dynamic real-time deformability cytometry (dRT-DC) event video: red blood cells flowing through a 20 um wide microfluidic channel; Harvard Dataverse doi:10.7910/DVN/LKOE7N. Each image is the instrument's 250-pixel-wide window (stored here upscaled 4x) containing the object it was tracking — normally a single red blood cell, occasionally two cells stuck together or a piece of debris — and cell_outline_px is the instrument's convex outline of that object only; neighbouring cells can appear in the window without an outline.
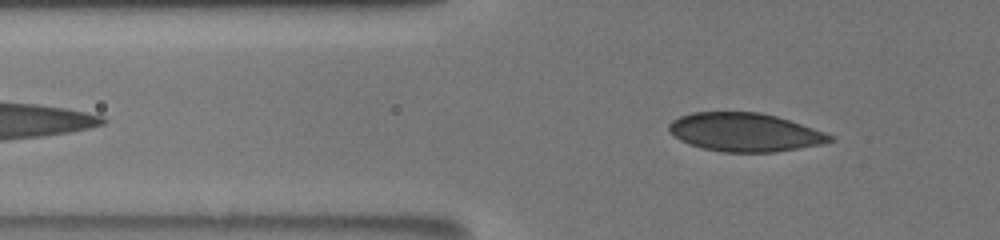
{"species": "human", "species_latin": "Homo sapiens", "temperature_condition": "room temperature", "stored_images_in_passage": 45, "camera_frame_rate_fps": 3000, "um_per_image_px": 0.085, "donor": {"sex": "male"}, "frame": {"image": 1, "passage_image": 10, "time_ms": 3.0, "image_size_px": [1000, 240], "cell_outline_px": [[836, 140], [820, 144], [776, 152], [720, 152], [704, 148], [680, 140], [668, 132], [668, 124], [672, 120], [680, 116], [692, 112], [760, 112], [776, 116], [824, 132], [832, 136]], "centroid_in_image_um": [63.27, 11.24], "position_along_channel_um": 62.5, "area_um2": 35.89}}
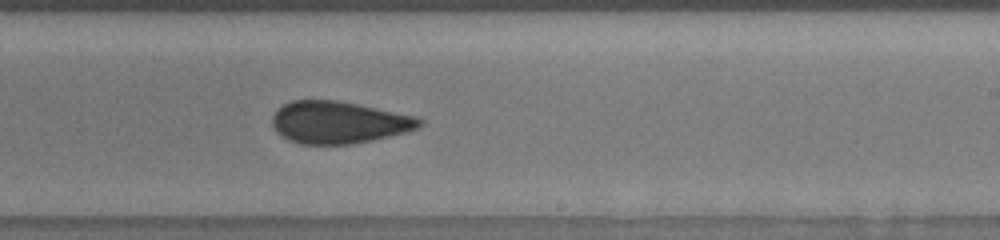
{"frame": {"image": 2, "passage_image": 27, "time_ms": 8.667, "image_size_px": [1000, 240], "cell_outline_px": [[424, 124], [420, 128], [372, 140], [352, 144], [300, 144], [288, 140], [276, 132], [272, 124], [272, 116], [276, 108], [292, 100], [336, 100], [416, 116], [424, 120]], "centroid_in_image_um": [28.77, 10.4], "position_along_channel_um": 260.2, "area_um2": 36.24}}
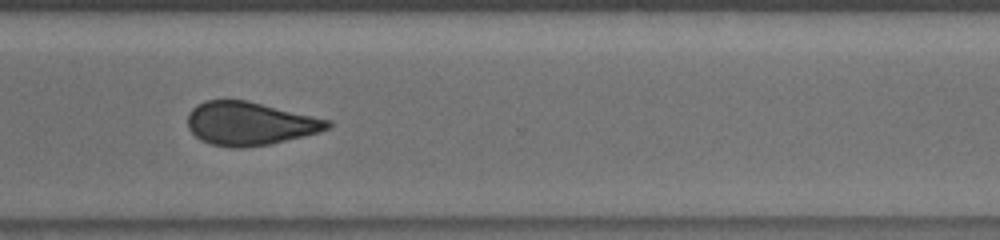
{"frame": {"image": 3, "passage_image": 34, "time_ms": 11.0, "image_size_px": [1000, 240], "cell_outline_px": [[332, 124], [328, 128], [316, 132], [268, 144], [244, 148], [232, 148], [212, 144], [200, 140], [188, 128], [188, 112], [196, 104], [204, 100], [248, 100], [332, 120]], "centroid_in_image_um": [21.19, 10.48], "position_along_channel_um": 349.4, "area_um2": 35.26}, "authors_computed_cell_mechanics": {"area_um2": 35.6048, "velocity_mm_per_s": 3.8184, "shape_relaxation_time_tau1_ms": null, "shape_relaxation_time_tau2_ms": 2.2617, "deformation_change_tau1": null, "deformation_change_tau2": 0.0522}}